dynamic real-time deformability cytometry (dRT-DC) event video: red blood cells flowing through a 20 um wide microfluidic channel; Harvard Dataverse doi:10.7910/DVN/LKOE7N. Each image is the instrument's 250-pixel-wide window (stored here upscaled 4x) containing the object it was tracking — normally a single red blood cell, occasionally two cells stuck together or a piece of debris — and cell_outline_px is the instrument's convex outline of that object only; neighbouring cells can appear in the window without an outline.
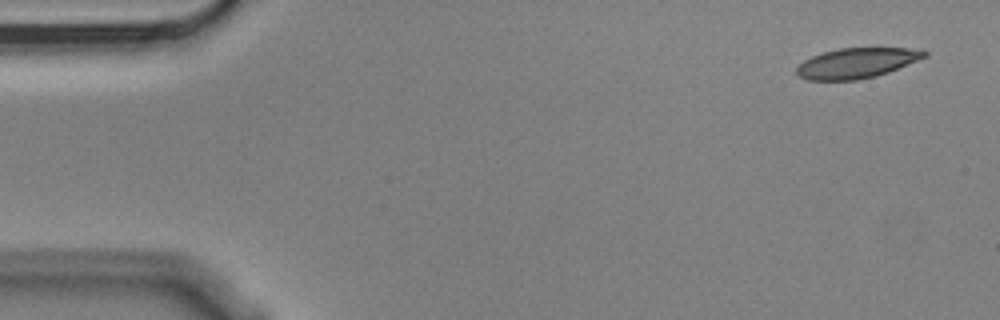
{"species": "Egyptian fruit bat (a non-hibernating species)", "species_latin": "Rousettus aegyptiacus", "temperature_condition": "cold", "stored_images_in_passage": 4, "camera_frame_rate_fps": 3000, "um_per_image_px": 0.085, "animal": {"sex": "male"}, "frame": {"image": 1, "passage_image": 1, "time_ms": 0.0, "image_size_px": [1000, 320], "cell_outline_px": [[928, 56], [888, 72], [876, 76], [856, 80], [808, 80], [800, 76], [796, 72], [796, 68], [804, 60], [812, 56], [824, 52], [840, 48], [924, 48], [928, 52]], "centroid_in_image_um": [72.87, 5.35], "position_along_channel_um": 12.1, "area_um2": 22.48}}
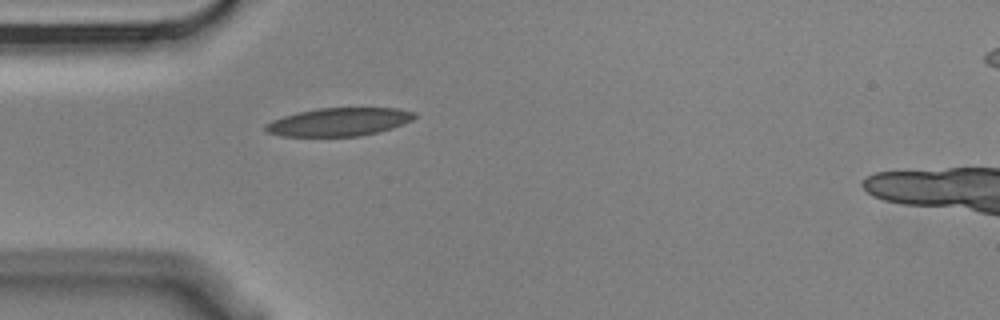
{"frame": {"image": 2, "passage_image": 4, "time_ms": 1.0, "image_size_px": [1000, 320], "cell_outline_px": [[416, 116], [412, 120], [404, 124], [380, 132], [360, 136], [280, 136], [268, 132], [264, 128], [264, 124], [272, 120], [296, 112], [316, 108], [400, 108], [416, 112]], "centroid_in_image_um": [28.83, 10.36], "position_along_channel_um": 56.2, "area_um2": 24.68}}